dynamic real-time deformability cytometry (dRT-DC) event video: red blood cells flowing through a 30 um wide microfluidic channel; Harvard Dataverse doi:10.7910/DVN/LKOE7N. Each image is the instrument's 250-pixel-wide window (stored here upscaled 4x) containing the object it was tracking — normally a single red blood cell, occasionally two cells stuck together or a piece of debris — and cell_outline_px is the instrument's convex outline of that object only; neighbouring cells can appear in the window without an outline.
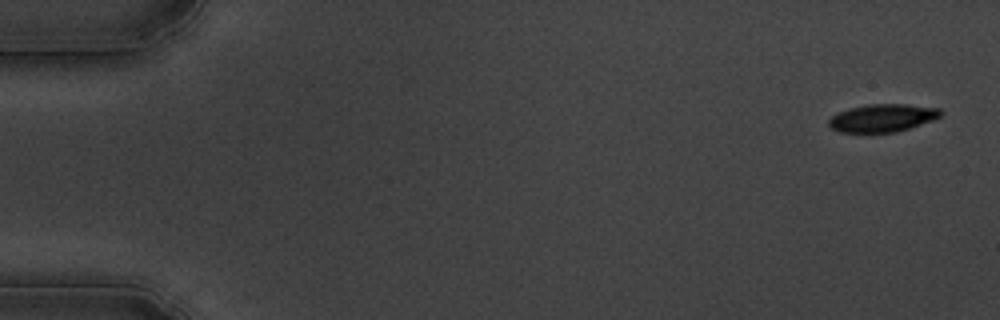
{"species": "common noctule bat (a hibernating species)", "species_latin": "Nyctalus noctula", "temperature_condition": "cold", "stored_images_in_passage": 55, "camera_frame_rate_fps": 3000, "um_per_image_px": 0.085, "animal": {"sex": "male", "body_mass_g": 19.5, "forearm_length_mm": 54.6}, "frame": {"image": 1, "passage_image": 2, "time_ms": 0.333, "image_size_px": [1000, 320], "cell_outline_px": [[944, 112], [940, 116], [932, 120], [896, 132], [840, 132], [832, 128], [828, 124], [828, 120], [832, 116], [840, 112], [852, 108], [868, 104], [904, 104], [940, 108]], "centroid_in_image_um": [75.03, 10.02], "position_along_channel_um": 10.0, "area_um2": 17.86}}
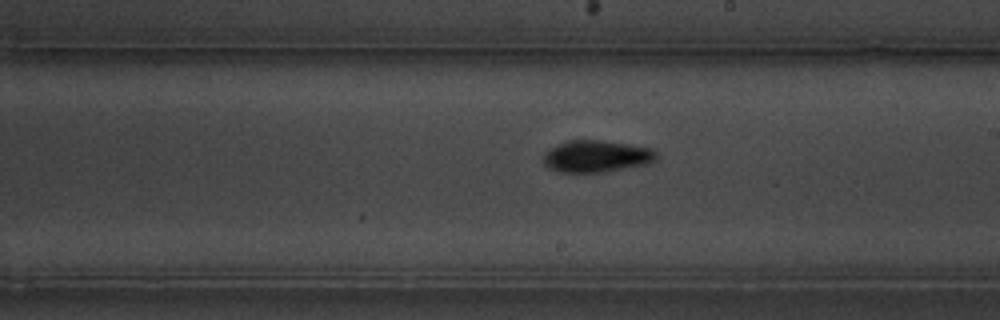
{"frame": {"image": 2, "passage_image": 32, "time_ms": 10.333, "image_size_px": [1000, 320], "cell_outline_px": [[656, 160], [648, 164], [604, 172], [560, 172], [548, 168], [544, 164], [544, 156], [548, 148], [556, 144], [572, 140], [600, 140], [628, 144], [652, 148], [656, 152]], "centroid_in_image_um": [50.69, 13.28], "position_along_channel_um": 238.3, "area_um2": 21.04}}
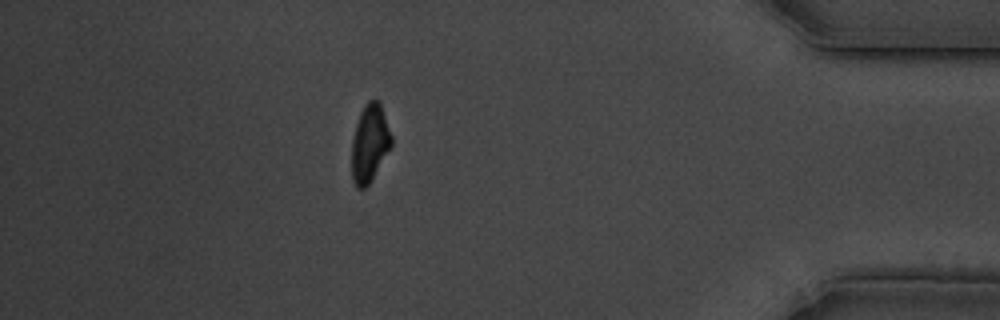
{"frame": {"image": 3, "passage_image": 49, "time_ms": 16.0, "image_size_px": [1000, 320], "cell_outline_px": [[392, 144], [372, 180], [364, 188], [356, 188], [352, 180], [352, 136], [360, 112], [364, 104], [368, 100], [380, 100], [392, 136]], "centroid_in_image_um": [31.42, 12.15], "position_along_channel_um": 403.8, "area_um2": 18.09}, "authors_computed_cell_mechanics": {"area_um2": 19.3052, "velocity_mm_per_s": 3.6324, "shape_relaxation_time_tau1_ms": 2.3841, "shape_relaxation_time_tau2_ms": 4.4323, "deformation_change_tau1": 0.1282, "deformation_change_tau2": 0.1025}}